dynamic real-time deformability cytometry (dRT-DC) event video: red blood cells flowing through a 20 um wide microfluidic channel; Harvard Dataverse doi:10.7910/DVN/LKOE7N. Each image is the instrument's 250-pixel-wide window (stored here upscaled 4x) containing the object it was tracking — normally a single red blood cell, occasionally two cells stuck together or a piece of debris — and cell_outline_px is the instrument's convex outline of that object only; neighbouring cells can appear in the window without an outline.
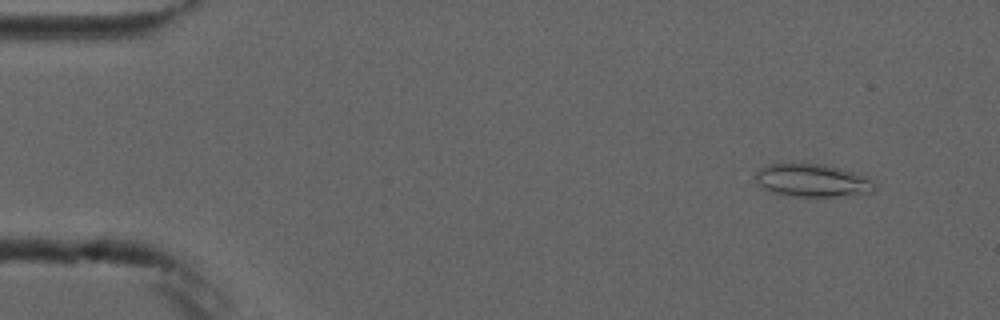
{"species": "common noctule bat (a hibernating species)", "species_latin": "Nyctalus noctula", "temperature_condition": "cold", "stored_images_in_passage": 3, "camera_frame_rate_fps": 3000, "um_per_image_px": 0.085, "animal": {"sex": "male", "forearm_length_mm": 52.5}, "frame": {"image": 1, "passage_image": 2, "time_ms": 1.0, "image_size_px": [1000, 320], "cell_outline_px": [[876, 192], [836, 196], [788, 196], [772, 192], [764, 188], [756, 180], [756, 172], [760, 168], [768, 164], [824, 164], [856, 172], [868, 176], [876, 184]], "centroid_in_image_um": [69.12, 15.34], "position_along_channel_um": 15.9, "area_um2": 22.89}}